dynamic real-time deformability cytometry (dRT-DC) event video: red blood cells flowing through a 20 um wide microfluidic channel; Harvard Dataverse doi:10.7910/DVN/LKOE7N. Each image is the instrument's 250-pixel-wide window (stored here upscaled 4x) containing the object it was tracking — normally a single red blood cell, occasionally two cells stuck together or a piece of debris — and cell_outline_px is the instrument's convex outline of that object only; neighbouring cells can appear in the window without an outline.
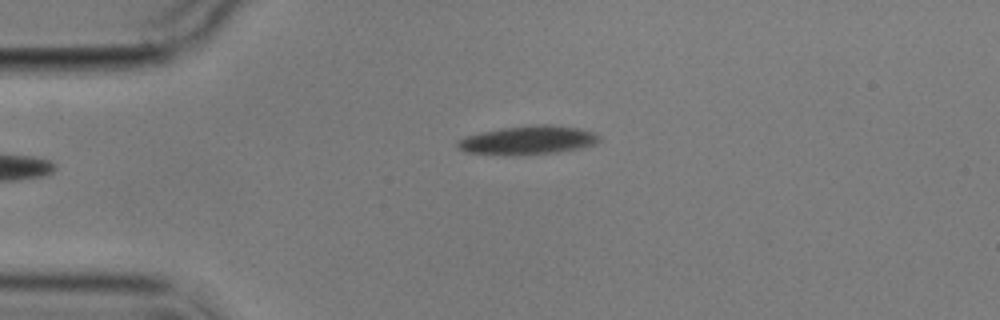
{"species": "common noctule bat (a hibernating species)", "species_latin": "Nyctalus noctula", "temperature_condition": "cold", "stored_images_in_passage": 3, "camera_frame_rate_fps": 3000, "um_per_image_px": 0.085, "animal": {"sex": "male", "body_mass_g": 17.9}, "frame": {"image": 1, "passage_image": 3, "time_ms": 2.333, "image_size_px": [1000, 320], "cell_outline_px": [[600, 140], [596, 144], [580, 148], [560, 152], [512, 156], [508, 156], [464, 152], [456, 148], [456, 140], [464, 136], [500, 128], [532, 124], [548, 124], [580, 128], [592, 132], [600, 136]], "centroid_in_image_um": [44.83, 11.92], "position_along_channel_um": 40.2, "area_um2": 24.28}}